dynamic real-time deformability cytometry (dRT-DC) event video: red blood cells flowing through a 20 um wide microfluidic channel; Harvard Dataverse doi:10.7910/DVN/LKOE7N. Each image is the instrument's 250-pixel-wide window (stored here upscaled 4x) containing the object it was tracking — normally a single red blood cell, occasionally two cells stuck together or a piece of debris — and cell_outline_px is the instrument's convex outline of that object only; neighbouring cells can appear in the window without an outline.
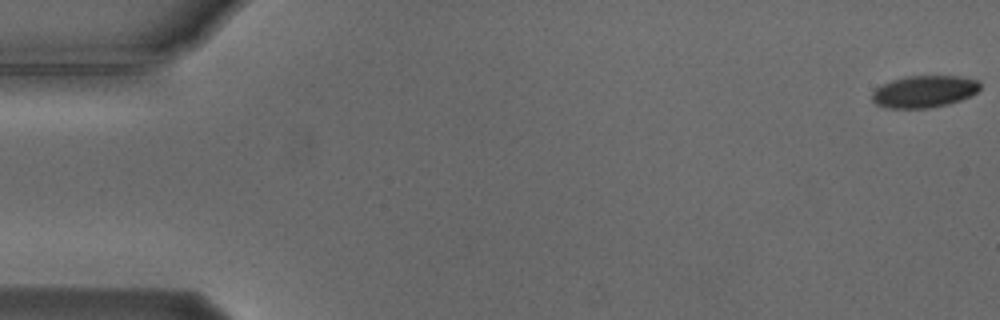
{"species": "Egyptian fruit bat (a non-hibernating species)", "species_latin": "Rousettus aegyptiacus", "temperature_condition": "cold", "stored_images_in_passage": 55, "camera_frame_rate_fps": 3000, "um_per_image_px": 0.085, "animal": {"sex": "male"}, "frame": {"image": 1, "passage_image": 1, "time_ms": 0.0, "image_size_px": [1000, 320], "cell_outline_px": [[980, 88], [976, 92], [960, 100], [948, 104], [928, 108], [888, 108], [876, 104], [872, 100], [872, 92], [876, 88], [892, 80], [904, 76], [960, 76], [980, 80]], "centroid_in_image_um": [78.56, 7.77], "position_along_channel_um": 6.4, "area_um2": 20.11}}
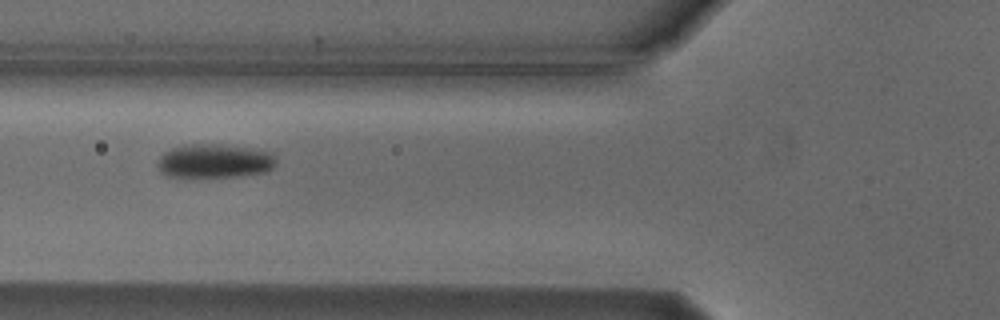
{"frame": {"image": 2, "passage_image": 21, "time_ms": 6.667, "image_size_px": [1000, 320], "cell_outline_px": [[276, 164], [272, 168], [264, 172], [232, 176], [164, 176], [160, 172], [156, 164], [160, 156], [164, 152], [172, 148], [192, 144], [220, 144], [248, 148], [272, 152], [276, 156]], "centroid_in_image_um": [18.22, 13.67], "position_along_channel_um": 107.6, "area_um2": 23.24}}
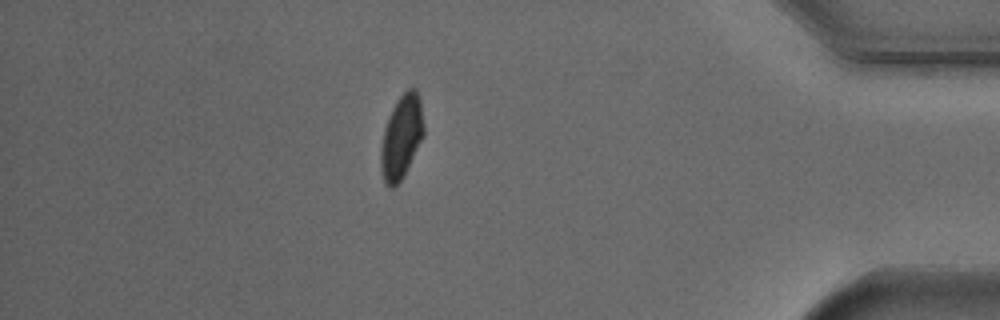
{"frame": {"image": 3, "passage_image": 48, "time_ms": 15.667, "image_size_px": [1000, 320], "cell_outline_px": [[424, 136], [404, 176], [392, 188], [384, 184], [380, 168], [380, 148], [384, 128], [388, 116], [396, 100], [408, 88], [416, 88], [420, 96], [424, 124]], "centroid_in_image_um": [34.12, 11.63], "position_along_channel_um": 401.1, "area_um2": 21.33}, "authors_computed_cell_mechanics": {"area_um2": 22.1374, "velocity_mm_per_s": 3.7496, "shape_relaxation_time_tau1_ms": 3.5167, "shape_relaxation_time_tau2_ms": null, "deformation_change_tau1": 0.0955, "deformation_change_tau2": null}}